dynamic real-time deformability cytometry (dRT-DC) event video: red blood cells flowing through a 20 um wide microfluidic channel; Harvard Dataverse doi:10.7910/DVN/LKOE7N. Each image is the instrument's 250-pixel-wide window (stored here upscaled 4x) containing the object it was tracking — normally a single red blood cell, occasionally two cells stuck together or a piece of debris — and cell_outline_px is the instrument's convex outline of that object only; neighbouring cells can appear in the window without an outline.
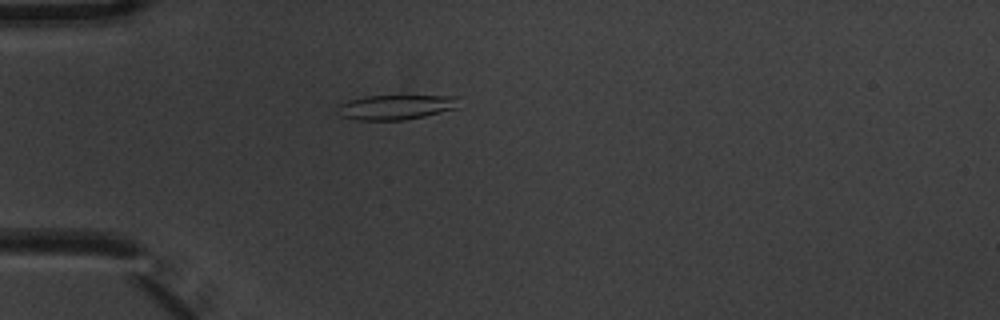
{"species": "common noctule bat (a hibernating species)", "species_latin": "Nyctalus noctula", "temperature_condition": "warm", "stored_images_in_passage": 1, "camera_frame_rate_fps": 3000, "um_per_image_px": 0.085, "animal": {"sex": "male", "body_mass_g": 20.1, "forearm_length_mm": 53.5}, "frame": {"image": 1, "passage_image": 1, "time_ms": 0.0, "image_size_px": [1000, 320], "cell_outline_px": [[460, 108], [424, 116], [404, 120], [360, 120], [340, 116], [336, 104], [348, 100], [364, 96], [460, 96]], "centroid_in_image_um": [33.68, 9.1], "position_along_channel_um": 51.3, "area_um2": 17.8}}